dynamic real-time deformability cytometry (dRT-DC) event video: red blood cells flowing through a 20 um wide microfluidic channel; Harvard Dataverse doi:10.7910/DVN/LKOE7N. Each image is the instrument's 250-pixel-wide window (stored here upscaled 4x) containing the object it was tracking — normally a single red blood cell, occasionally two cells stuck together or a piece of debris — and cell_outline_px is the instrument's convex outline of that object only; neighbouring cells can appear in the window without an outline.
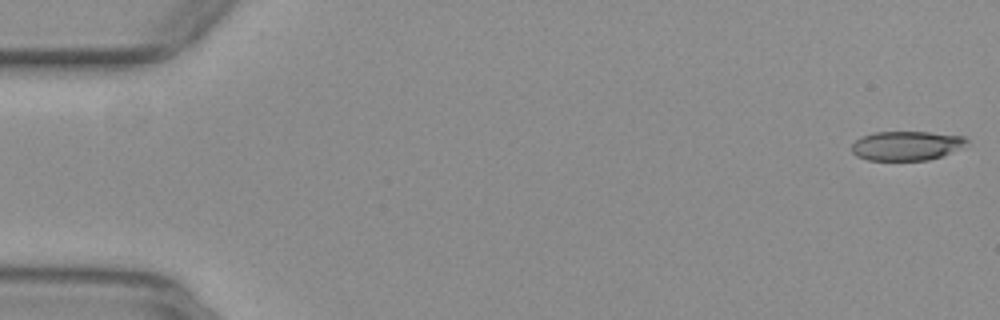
{"species": "common noctule bat (a hibernating species)", "species_latin": "Nyctalus noctula", "temperature_condition": "warm", "stored_images_in_passage": 52, "camera_frame_rate_fps": 3000, "um_per_image_px": 0.085, "animal": {"sex": "female", "body_mass_g": 29.2, "forearm_length_mm": 56.3}, "frame": {"image": 1, "passage_image": 1, "time_ms": 0.0, "image_size_px": [1000, 320], "cell_outline_px": [[968, 140], [960, 148], [940, 156], [928, 160], [868, 160], [856, 156], [852, 152], [852, 144], [860, 136], [876, 132], [928, 132], [964, 136]], "centroid_in_image_um": [77.0, 12.38], "position_along_channel_um": 8.0, "area_um2": 19.48}}
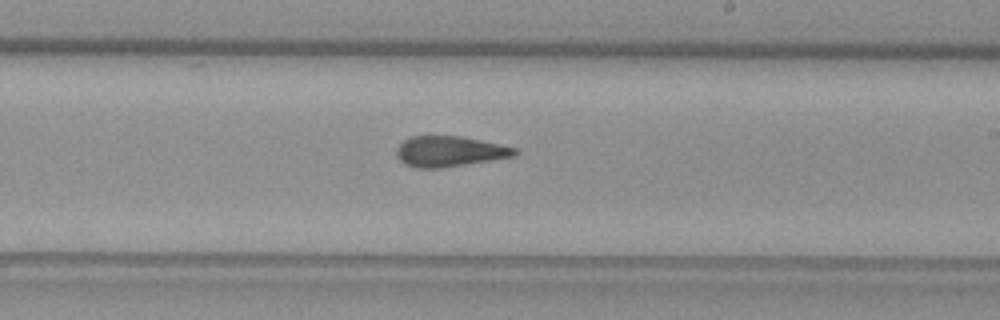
{"frame": {"image": 2, "passage_image": 31, "time_ms": 10.0, "image_size_px": [1000, 320], "cell_outline_px": [[520, 152], [516, 156], [440, 168], [416, 168], [404, 164], [396, 156], [396, 148], [404, 140], [412, 136], [460, 136], [480, 140], [516, 148]], "centroid_in_image_um": [38.2, 12.87], "position_along_channel_um": 250.8, "area_um2": 20.98}}
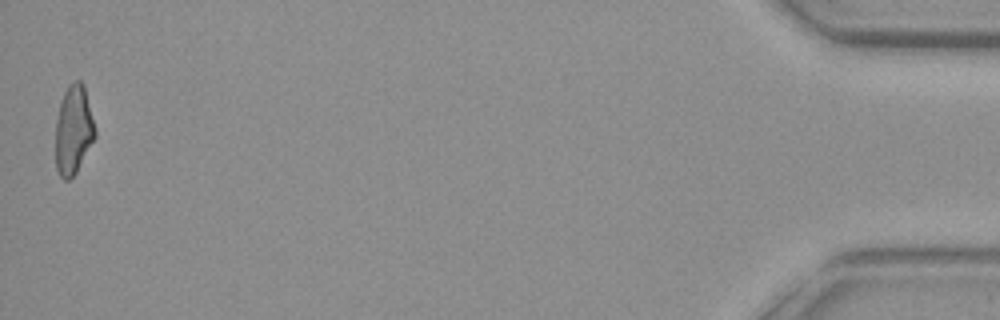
{"frame": {"image": 3, "passage_image": 52, "time_ms": 17.0, "image_size_px": [1000, 320], "cell_outline_px": [[96, 136], [76, 172], [68, 180], [64, 180], [60, 176], [56, 168], [56, 120], [60, 100], [68, 84], [72, 80], [80, 80], [84, 84], [96, 128]], "centroid_in_image_um": [6.25, 10.99], "position_along_channel_um": 429.0, "area_um2": 20.69}, "authors_computed_cell_mechanics": {"area_um2": 21.2704, "velocity_mm_per_s": 3.9778, "shape_relaxation_time_tau1_ms": null, "shape_relaxation_time_tau2_ms": 1.606, "deformation_change_tau1": null, "deformation_change_tau2": 0.1032}}